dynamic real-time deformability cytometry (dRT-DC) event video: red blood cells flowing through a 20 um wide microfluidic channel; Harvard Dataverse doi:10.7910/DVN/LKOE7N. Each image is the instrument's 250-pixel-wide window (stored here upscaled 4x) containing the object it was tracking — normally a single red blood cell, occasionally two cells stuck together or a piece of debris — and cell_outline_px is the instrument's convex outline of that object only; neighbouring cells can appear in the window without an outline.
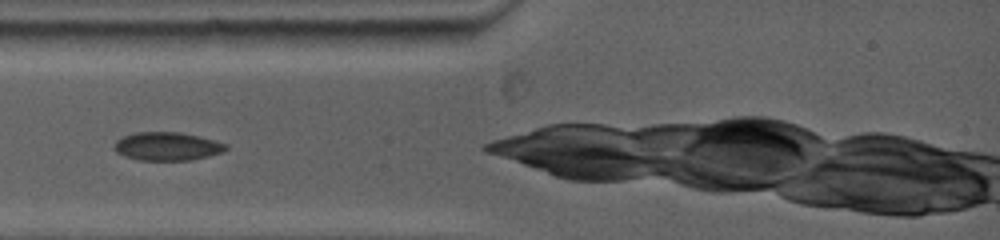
{"species": "common noctule bat (a hibernating species)", "species_latin": "Nyctalus noctula", "temperature_condition": "warm", "stored_images_in_passage": 2, "camera_frame_rate_fps": 5000, "um_per_image_px": 0.085, "animal": {"sex": "female", "body_mass_g": 19.0, "forearm_length_mm": 53.3}, "frame": {"image": 1, "passage_image": 1, "time_ms": 0.0, "image_size_px": [1000, 240], "cell_outline_px": [[224, 148], [220, 152], [188, 160], [144, 160], [128, 156], [120, 152], [116, 148], [116, 144], [124, 136], [140, 132], [176, 132], [196, 136], [224, 144]], "centroid_in_image_um": [14.19, 12.43], "position_along_channel_um": 70.8, "area_um2": 17.17}}